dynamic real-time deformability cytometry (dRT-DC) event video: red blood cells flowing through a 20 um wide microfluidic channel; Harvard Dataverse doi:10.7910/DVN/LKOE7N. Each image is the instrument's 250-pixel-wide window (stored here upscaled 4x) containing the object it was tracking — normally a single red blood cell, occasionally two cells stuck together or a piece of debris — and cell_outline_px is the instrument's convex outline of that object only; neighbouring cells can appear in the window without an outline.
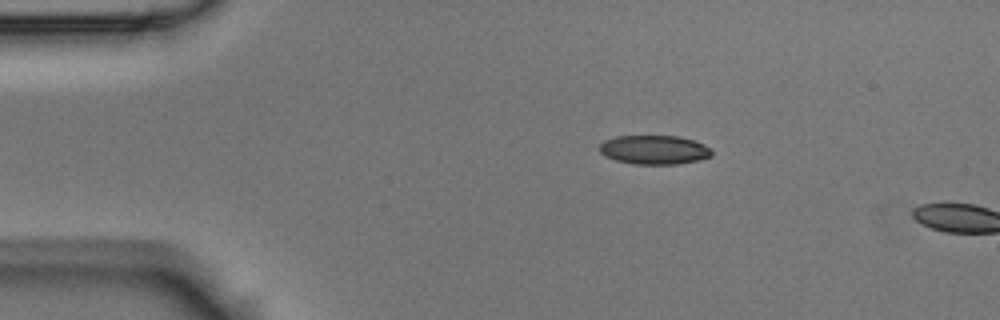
{"species": "Egyptian fruit bat (a non-hibernating species)", "species_latin": "Rousettus aegyptiacus", "temperature_condition": "room temperature", "stored_images_in_passage": 3, "camera_frame_rate_fps": 3000, "um_per_image_px": 0.085, "animal": {"sex": "male"}, "frame": {"image": 1, "passage_image": 2, "time_ms": 0.333, "image_size_px": [1000, 320], "cell_outline_px": [[712, 156], [700, 160], [676, 164], [632, 164], [616, 160], [604, 156], [600, 152], [600, 144], [604, 140], [616, 136], [680, 136], [704, 144], [712, 148]], "centroid_in_image_um": [55.62, 12.73], "position_along_channel_um": 29.4, "area_um2": 19.13}}